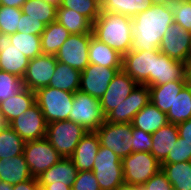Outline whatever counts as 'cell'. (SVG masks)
I'll return each mask as SVG.
<instances>
[{
  "instance_id": "obj_1",
  "label": "cell",
  "mask_w": 191,
  "mask_h": 190,
  "mask_svg": "<svg viewBox=\"0 0 191 190\" xmlns=\"http://www.w3.org/2000/svg\"><path fill=\"white\" fill-rule=\"evenodd\" d=\"M174 23L170 4L152 6L132 18V51L159 50L163 35Z\"/></svg>"
},
{
  "instance_id": "obj_2",
  "label": "cell",
  "mask_w": 191,
  "mask_h": 190,
  "mask_svg": "<svg viewBox=\"0 0 191 190\" xmlns=\"http://www.w3.org/2000/svg\"><path fill=\"white\" fill-rule=\"evenodd\" d=\"M92 33L122 56L132 50V18L126 15L101 11L92 24Z\"/></svg>"
},
{
  "instance_id": "obj_3",
  "label": "cell",
  "mask_w": 191,
  "mask_h": 190,
  "mask_svg": "<svg viewBox=\"0 0 191 190\" xmlns=\"http://www.w3.org/2000/svg\"><path fill=\"white\" fill-rule=\"evenodd\" d=\"M35 95L47 124L68 120L73 105V92L47 86L38 89Z\"/></svg>"
},
{
  "instance_id": "obj_4",
  "label": "cell",
  "mask_w": 191,
  "mask_h": 190,
  "mask_svg": "<svg viewBox=\"0 0 191 190\" xmlns=\"http://www.w3.org/2000/svg\"><path fill=\"white\" fill-rule=\"evenodd\" d=\"M87 133L88 131L81 125L64 120L48 123L45 138L60 156L70 158Z\"/></svg>"
},
{
  "instance_id": "obj_5",
  "label": "cell",
  "mask_w": 191,
  "mask_h": 190,
  "mask_svg": "<svg viewBox=\"0 0 191 190\" xmlns=\"http://www.w3.org/2000/svg\"><path fill=\"white\" fill-rule=\"evenodd\" d=\"M68 120L81 125L88 132L96 131L106 121L100 99L78 90L74 93Z\"/></svg>"
},
{
  "instance_id": "obj_6",
  "label": "cell",
  "mask_w": 191,
  "mask_h": 190,
  "mask_svg": "<svg viewBox=\"0 0 191 190\" xmlns=\"http://www.w3.org/2000/svg\"><path fill=\"white\" fill-rule=\"evenodd\" d=\"M92 171L101 190H115L124 183L122 159L107 147H99Z\"/></svg>"
},
{
  "instance_id": "obj_7",
  "label": "cell",
  "mask_w": 191,
  "mask_h": 190,
  "mask_svg": "<svg viewBox=\"0 0 191 190\" xmlns=\"http://www.w3.org/2000/svg\"><path fill=\"white\" fill-rule=\"evenodd\" d=\"M124 182L143 186L160 169V162L150 152H132L122 159Z\"/></svg>"
},
{
  "instance_id": "obj_8",
  "label": "cell",
  "mask_w": 191,
  "mask_h": 190,
  "mask_svg": "<svg viewBox=\"0 0 191 190\" xmlns=\"http://www.w3.org/2000/svg\"><path fill=\"white\" fill-rule=\"evenodd\" d=\"M100 146L107 147L121 159L132 153V124L105 121L96 131Z\"/></svg>"
},
{
  "instance_id": "obj_9",
  "label": "cell",
  "mask_w": 191,
  "mask_h": 190,
  "mask_svg": "<svg viewBox=\"0 0 191 190\" xmlns=\"http://www.w3.org/2000/svg\"><path fill=\"white\" fill-rule=\"evenodd\" d=\"M23 154L30 173L35 178L63 158L46 138L26 141Z\"/></svg>"
},
{
  "instance_id": "obj_10",
  "label": "cell",
  "mask_w": 191,
  "mask_h": 190,
  "mask_svg": "<svg viewBox=\"0 0 191 190\" xmlns=\"http://www.w3.org/2000/svg\"><path fill=\"white\" fill-rule=\"evenodd\" d=\"M157 51H130L122 56V70L138 84L154 86Z\"/></svg>"
},
{
  "instance_id": "obj_11",
  "label": "cell",
  "mask_w": 191,
  "mask_h": 190,
  "mask_svg": "<svg viewBox=\"0 0 191 190\" xmlns=\"http://www.w3.org/2000/svg\"><path fill=\"white\" fill-rule=\"evenodd\" d=\"M93 33L71 34L55 54L56 60L83 71L89 63V45Z\"/></svg>"
},
{
  "instance_id": "obj_12",
  "label": "cell",
  "mask_w": 191,
  "mask_h": 190,
  "mask_svg": "<svg viewBox=\"0 0 191 190\" xmlns=\"http://www.w3.org/2000/svg\"><path fill=\"white\" fill-rule=\"evenodd\" d=\"M151 102L149 86L138 84L130 95L106 115L109 123H131L134 116Z\"/></svg>"
},
{
  "instance_id": "obj_13",
  "label": "cell",
  "mask_w": 191,
  "mask_h": 190,
  "mask_svg": "<svg viewBox=\"0 0 191 190\" xmlns=\"http://www.w3.org/2000/svg\"><path fill=\"white\" fill-rule=\"evenodd\" d=\"M8 125L25 142L46 137L47 123L37 103L12 120Z\"/></svg>"
},
{
  "instance_id": "obj_14",
  "label": "cell",
  "mask_w": 191,
  "mask_h": 190,
  "mask_svg": "<svg viewBox=\"0 0 191 190\" xmlns=\"http://www.w3.org/2000/svg\"><path fill=\"white\" fill-rule=\"evenodd\" d=\"M159 50L166 56L187 64L191 58V32L173 23L163 35Z\"/></svg>"
},
{
  "instance_id": "obj_15",
  "label": "cell",
  "mask_w": 191,
  "mask_h": 190,
  "mask_svg": "<svg viewBox=\"0 0 191 190\" xmlns=\"http://www.w3.org/2000/svg\"><path fill=\"white\" fill-rule=\"evenodd\" d=\"M122 68H108L98 64H89L81 71L79 90L92 97L101 99L109 83Z\"/></svg>"
},
{
  "instance_id": "obj_16",
  "label": "cell",
  "mask_w": 191,
  "mask_h": 190,
  "mask_svg": "<svg viewBox=\"0 0 191 190\" xmlns=\"http://www.w3.org/2000/svg\"><path fill=\"white\" fill-rule=\"evenodd\" d=\"M56 63L55 55L40 54L32 58L22 78L25 88L36 92L40 88L47 87L55 72Z\"/></svg>"
},
{
  "instance_id": "obj_17",
  "label": "cell",
  "mask_w": 191,
  "mask_h": 190,
  "mask_svg": "<svg viewBox=\"0 0 191 190\" xmlns=\"http://www.w3.org/2000/svg\"><path fill=\"white\" fill-rule=\"evenodd\" d=\"M138 85L126 72L120 70L109 83V87L100 99L104 115L121 104Z\"/></svg>"
},
{
  "instance_id": "obj_18",
  "label": "cell",
  "mask_w": 191,
  "mask_h": 190,
  "mask_svg": "<svg viewBox=\"0 0 191 190\" xmlns=\"http://www.w3.org/2000/svg\"><path fill=\"white\" fill-rule=\"evenodd\" d=\"M11 43L10 35H0V70L23 78L30 59Z\"/></svg>"
},
{
  "instance_id": "obj_19",
  "label": "cell",
  "mask_w": 191,
  "mask_h": 190,
  "mask_svg": "<svg viewBox=\"0 0 191 190\" xmlns=\"http://www.w3.org/2000/svg\"><path fill=\"white\" fill-rule=\"evenodd\" d=\"M173 81H188L187 64L157 51L154 66V86Z\"/></svg>"
},
{
  "instance_id": "obj_20",
  "label": "cell",
  "mask_w": 191,
  "mask_h": 190,
  "mask_svg": "<svg viewBox=\"0 0 191 190\" xmlns=\"http://www.w3.org/2000/svg\"><path fill=\"white\" fill-rule=\"evenodd\" d=\"M100 141L95 131L88 132L70 157L78 171H92Z\"/></svg>"
},
{
  "instance_id": "obj_21",
  "label": "cell",
  "mask_w": 191,
  "mask_h": 190,
  "mask_svg": "<svg viewBox=\"0 0 191 190\" xmlns=\"http://www.w3.org/2000/svg\"><path fill=\"white\" fill-rule=\"evenodd\" d=\"M78 169L71 158L63 157L58 163L44 171L37 179L40 185L65 184L72 186Z\"/></svg>"
},
{
  "instance_id": "obj_22",
  "label": "cell",
  "mask_w": 191,
  "mask_h": 190,
  "mask_svg": "<svg viewBox=\"0 0 191 190\" xmlns=\"http://www.w3.org/2000/svg\"><path fill=\"white\" fill-rule=\"evenodd\" d=\"M36 103L34 91L25 88L20 93L0 102V113L5 125L25 113L27 109Z\"/></svg>"
},
{
  "instance_id": "obj_23",
  "label": "cell",
  "mask_w": 191,
  "mask_h": 190,
  "mask_svg": "<svg viewBox=\"0 0 191 190\" xmlns=\"http://www.w3.org/2000/svg\"><path fill=\"white\" fill-rule=\"evenodd\" d=\"M32 178L24 154L0 159V181L14 185Z\"/></svg>"
},
{
  "instance_id": "obj_24",
  "label": "cell",
  "mask_w": 191,
  "mask_h": 190,
  "mask_svg": "<svg viewBox=\"0 0 191 190\" xmlns=\"http://www.w3.org/2000/svg\"><path fill=\"white\" fill-rule=\"evenodd\" d=\"M168 123L166 113L159 110L152 102L143 107L131 122L132 127L150 134H153Z\"/></svg>"
},
{
  "instance_id": "obj_25",
  "label": "cell",
  "mask_w": 191,
  "mask_h": 190,
  "mask_svg": "<svg viewBox=\"0 0 191 190\" xmlns=\"http://www.w3.org/2000/svg\"><path fill=\"white\" fill-rule=\"evenodd\" d=\"M151 135L153 145L150 153L161 164L167 158L168 153L179 137L177 125L168 123Z\"/></svg>"
},
{
  "instance_id": "obj_26",
  "label": "cell",
  "mask_w": 191,
  "mask_h": 190,
  "mask_svg": "<svg viewBox=\"0 0 191 190\" xmlns=\"http://www.w3.org/2000/svg\"><path fill=\"white\" fill-rule=\"evenodd\" d=\"M89 63L108 68H122V55L92 35L89 45Z\"/></svg>"
},
{
  "instance_id": "obj_27",
  "label": "cell",
  "mask_w": 191,
  "mask_h": 190,
  "mask_svg": "<svg viewBox=\"0 0 191 190\" xmlns=\"http://www.w3.org/2000/svg\"><path fill=\"white\" fill-rule=\"evenodd\" d=\"M188 81H173L167 84L149 86L151 102L163 113H168L175 97Z\"/></svg>"
},
{
  "instance_id": "obj_28",
  "label": "cell",
  "mask_w": 191,
  "mask_h": 190,
  "mask_svg": "<svg viewBox=\"0 0 191 190\" xmlns=\"http://www.w3.org/2000/svg\"><path fill=\"white\" fill-rule=\"evenodd\" d=\"M80 79V70L57 61L55 72L48 86L75 93L80 88Z\"/></svg>"
},
{
  "instance_id": "obj_29",
  "label": "cell",
  "mask_w": 191,
  "mask_h": 190,
  "mask_svg": "<svg viewBox=\"0 0 191 190\" xmlns=\"http://www.w3.org/2000/svg\"><path fill=\"white\" fill-rule=\"evenodd\" d=\"M151 0H100L101 11L133 18L152 6Z\"/></svg>"
},
{
  "instance_id": "obj_30",
  "label": "cell",
  "mask_w": 191,
  "mask_h": 190,
  "mask_svg": "<svg viewBox=\"0 0 191 190\" xmlns=\"http://www.w3.org/2000/svg\"><path fill=\"white\" fill-rule=\"evenodd\" d=\"M70 35V32L56 20L46 25L41 34L42 54L55 55Z\"/></svg>"
},
{
  "instance_id": "obj_31",
  "label": "cell",
  "mask_w": 191,
  "mask_h": 190,
  "mask_svg": "<svg viewBox=\"0 0 191 190\" xmlns=\"http://www.w3.org/2000/svg\"><path fill=\"white\" fill-rule=\"evenodd\" d=\"M56 21L70 34H88L92 32V23L83 15L68 8L57 7Z\"/></svg>"
},
{
  "instance_id": "obj_32",
  "label": "cell",
  "mask_w": 191,
  "mask_h": 190,
  "mask_svg": "<svg viewBox=\"0 0 191 190\" xmlns=\"http://www.w3.org/2000/svg\"><path fill=\"white\" fill-rule=\"evenodd\" d=\"M173 190H191V161L161 164Z\"/></svg>"
},
{
  "instance_id": "obj_33",
  "label": "cell",
  "mask_w": 191,
  "mask_h": 190,
  "mask_svg": "<svg viewBox=\"0 0 191 190\" xmlns=\"http://www.w3.org/2000/svg\"><path fill=\"white\" fill-rule=\"evenodd\" d=\"M166 115L168 122L176 125L191 118V83L182 88Z\"/></svg>"
},
{
  "instance_id": "obj_34",
  "label": "cell",
  "mask_w": 191,
  "mask_h": 190,
  "mask_svg": "<svg viewBox=\"0 0 191 190\" xmlns=\"http://www.w3.org/2000/svg\"><path fill=\"white\" fill-rule=\"evenodd\" d=\"M25 141L9 126L0 128V159L23 154Z\"/></svg>"
},
{
  "instance_id": "obj_35",
  "label": "cell",
  "mask_w": 191,
  "mask_h": 190,
  "mask_svg": "<svg viewBox=\"0 0 191 190\" xmlns=\"http://www.w3.org/2000/svg\"><path fill=\"white\" fill-rule=\"evenodd\" d=\"M22 13L48 25L56 20L57 7L42 0H26L21 7Z\"/></svg>"
},
{
  "instance_id": "obj_36",
  "label": "cell",
  "mask_w": 191,
  "mask_h": 190,
  "mask_svg": "<svg viewBox=\"0 0 191 190\" xmlns=\"http://www.w3.org/2000/svg\"><path fill=\"white\" fill-rule=\"evenodd\" d=\"M12 45L22 52L26 58L32 59L42 54L41 36L16 32L10 35Z\"/></svg>"
},
{
  "instance_id": "obj_37",
  "label": "cell",
  "mask_w": 191,
  "mask_h": 190,
  "mask_svg": "<svg viewBox=\"0 0 191 190\" xmlns=\"http://www.w3.org/2000/svg\"><path fill=\"white\" fill-rule=\"evenodd\" d=\"M60 7L76 11L92 24L101 12L100 0H61Z\"/></svg>"
},
{
  "instance_id": "obj_38",
  "label": "cell",
  "mask_w": 191,
  "mask_h": 190,
  "mask_svg": "<svg viewBox=\"0 0 191 190\" xmlns=\"http://www.w3.org/2000/svg\"><path fill=\"white\" fill-rule=\"evenodd\" d=\"M22 9L18 7L0 6V29L2 34L11 35L19 32Z\"/></svg>"
},
{
  "instance_id": "obj_39",
  "label": "cell",
  "mask_w": 191,
  "mask_h": 190,
  "mask_svg": "<svg viewBox=\"0 0 191 190\" xmlns=\"http://www.w3.org/2000/svg\"><path fill=\"white\" fill-rule=\"evenodd\" d=\"M24 89L22 78L0 70V102L15 96Z\"/></svg>"
},
{
  "instance_id": "obj_40",
  "label": "cell",
  "mask_w": 191,
  "mask_h": 190,
  "mask_svg": "<svg viewBox=\"0 0 191 190\" xmlns=\"http://www.w3.org/2000/svg\"><path fill=\"white\" fill-rule=\"evenodd\" d=\"M174 23L179 24L185 31L191 32V0H178L171 3Z\"/></svg>"
},
{
  "instance_id": "obj_41",
  "label": "cell",
  "mask_w": 191,
  "mask_h": 190,
  "mask_svg": "<svg viewBox=\"0 0 191 190\" xmlns=\"http://www.w3.org/2000/svg\"><path fill=\"white\" fill-rule=\"evenodd\" d=\"M191 161V144L178 137L176 143L161 164H172Z\"/></svg>"
},
{
  "instance_id": "obj_42",
  "label": "cell",
  "mask_w": 191,
  "mask_h": 190,
  "mask_svg": "<svg viewBox=\"0 0 191 190\" xmlns=\"http://www.w3.org/2000/svg\"><path fill=\"white\" fill-rule=\"evenodd\" d=\"M132 152H150L152 148V135L141 129L132 127Z\"/></svg>"
},
{
  "instance_id": "obj_43",
  "label": "cell",
  "mask_w": 191,
  "mask_h": 190,
  "mask_svg": "<svg viewBox=\"0 0 191 190\" xmlns=\"http://www.w3.org/2000/svg\"><path fill=\"white\" fill-rule=\"evenodd\" d=\"M72 190H101L93 171H78Z\"/></svg>"
},
{
  "instance_id": "obj_44",
  "label": "cell",
  "mask_w": 191,
  "mask_h": 190,
  "mask_svg": "<svg viewBox=\"0 0 191 190\" xmlns=\"http://www.w3.org/2000/svg\"><path fill=\"white\" fill-rule=\"evenodd\" d=\"M45 27L46 25L41 21L33 19L29 15L22 13L19 23V32L41 36Z\"/></svg>"
},
{
  "instance_id": "obj_45",
  "label": "cell",
  "mask_w": 191,
  "mask_h": 190,
  "mask_svg": "<svg viewBox=\"0 0 191 190\" xmlns=\"http://www.w3.org/2000/svg\"><path fill=\"white\" fill-rule=\"evenodd\" d=\"M142 187V190H173L166 174L160 169Z\"/></svg>"
},
{
  "instance_id": "obj_46",
  "label": "cell",
  "mask_w": 191,
  "mask_h": 190,
  "mask_svg": "<svg viewBox=\"0 0 191 190\" xmlns=\"http://www.w3.org/2000/svg\"><path fill=\"white\" fill-rule=\"evenodd\" d=\"M38 184V179L33 177L30 180L20 182L18 184H7L0 181V190H36Z\"/></svg>"
},
{
  "instance_id": "obj_47",
  "label": "cell",
  "mask_w": 191,
  "mask_h": 190,
  "mask_svg": "<svg viewBox=\"0 0 191 190\" xmlns=\"http://www.w3.org/2000/svg\"><path fill=\"white\" fill-rule=\"evenodd\" d=\"M179 137L191 144V118L177 124Z\"/></svg>"
},
{
  "instance_id": "obj_48",
  "label": "cell",
  "mask_w": 191,
  "mask_h": 190,
  "mask_svg": "<svg viewBox=\"0 0 191 190\" xmlns=\"http://www.w3.org/2000/svg\"><path fill=\"white\" fill-rule=\"evenodd\" d=\"M26 0H2L1 5L21 8Z\"/></svg>"
},
{
  "instance_id": "obj_49",
  "label": "cell",
  "mask_w": 191,
  "mask_h": 190,
  "mask_svg": "<svg viewBox=\"0 0 191 190\" xmlns=\"http://www.w3.org/2000/svg\"><path fill=\"white\" fill-rule=\"evenodd\" d=\"M41 186H44L47 190H72L71 186L65 184H50Z\"/></svg>"
},
{
  "instance_id": "obj_50",
  "label": "cell",
  "mask_w": 191,
  "mask_h": 190,
  "mask_svg": "<svg viewBox=\"0 0 191 190\" xmlns=\"http://www.w3.org/2000/svg\"><path fill=\"white\" fill-rule=\"evenodd\" d=\"M115 190H142V187L124 182L120 184Z\"/></svg>"
},
{
  "instance_id": "obj_51",
  "label": "cell",
  "mask_w": 191,
  "mask_h": 190,
  "mask_svg": "<svg viewBox=\"0 0 191 190\" xmlns=\"http://www.w3.org/2000/svg\"><path fill=\"white\" fill-rule=\"evenodd\" d=\"M153 4H170L173 1H178V0H151Z\"/></svg>"
},
{
  "instance_id": "obj_52",
  "label": "cell",
  "mask_w": 191,
  "mask_h": 190,
  "mask_svg": "<svg viewBox=\"0 0 191 190\" xmlns=\"http://www.w3.org/2000/svg\"><path fill=\"white\" fill-rule=\"evenodd\" d=\"M187 79H188V82L191 83V58L189 62L187 63Z\"/></svg>"
},
{
  "instance_id": "obj_53",
  "label": "cell",
  "mask_w": 191,
  "mask_h": 190,
  "mask_svg": "<svg viewBox=\"0 0 191 190\" xmlns=\"http://www.w3.org/2000/svg\"><path fill=\"white\" fill-rule=\"evenodd\" d=\"M42 1L52 4L56 7H59L61 3V0H42Z\"/></svg>"
},
{
  "instance_id": "obj_54",
  "label": "cell",
  "mask_w": 191,
  "mask_h": 190,
  "mask_svg": "<svg viewBox=\"0 0 191 190\" xmlns=\"http://www.w3.org/2000/svg\"><path fill=\"white\" fill-rule=\"evenodd\" d=\"M36 190H47L44 186H41L39 183L37 184Z\"/></svg>"
},
{
  "instance_id": "obj_55",
  "label": "cell",
  "mask_w": 191,
  "mask_h": 190,
  "mask_svg": "<svg viewBox=\"0 0 191 190\" xmlns=\"http://www.w3.org/2000/svg\"><path fill=\"white\" fill-rule=\"evenodd\" d=\"M5 125V123H4V121H3V119H2V116H1V113H0V128L2 127V126H4Z\"/></svg>"
}]
</instances>
